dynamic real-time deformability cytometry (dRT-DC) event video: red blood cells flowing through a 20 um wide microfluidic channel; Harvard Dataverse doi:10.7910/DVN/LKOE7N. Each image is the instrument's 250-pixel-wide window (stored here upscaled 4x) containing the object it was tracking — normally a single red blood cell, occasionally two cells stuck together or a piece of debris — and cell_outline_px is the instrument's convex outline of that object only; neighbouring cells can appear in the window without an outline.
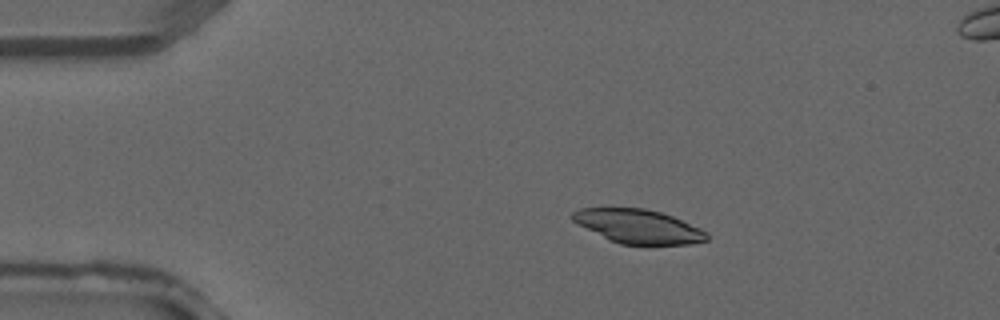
{"species": "common noctule bat (a hibernating species)", "species_latin": "Nyctalus noctula", "temperature_condition": "warm", "stored_images_in_passage": 4, "camera_frame_rate_fps": 3000, "um_per_image_px": 0.085, "animal": {"sex": "male", "forearm_length_mm": 52.5}, "frame": {"image": 1, "passage_image": 2, "time_ms": 0.333, "image_size_px": [1000, 320], "cell_outline_px": [[708, 240], [688, 244], [620, 244], [608, 240], [572, 220], [572, 212], [580, 208], [644, 208], [660, 212], [672, 216], [700, 228], [708, 232]], "centroid_in_image_um": [54.26, 19.24], "position_along_channel_um": 30.7, "area_um2": 26.3}}